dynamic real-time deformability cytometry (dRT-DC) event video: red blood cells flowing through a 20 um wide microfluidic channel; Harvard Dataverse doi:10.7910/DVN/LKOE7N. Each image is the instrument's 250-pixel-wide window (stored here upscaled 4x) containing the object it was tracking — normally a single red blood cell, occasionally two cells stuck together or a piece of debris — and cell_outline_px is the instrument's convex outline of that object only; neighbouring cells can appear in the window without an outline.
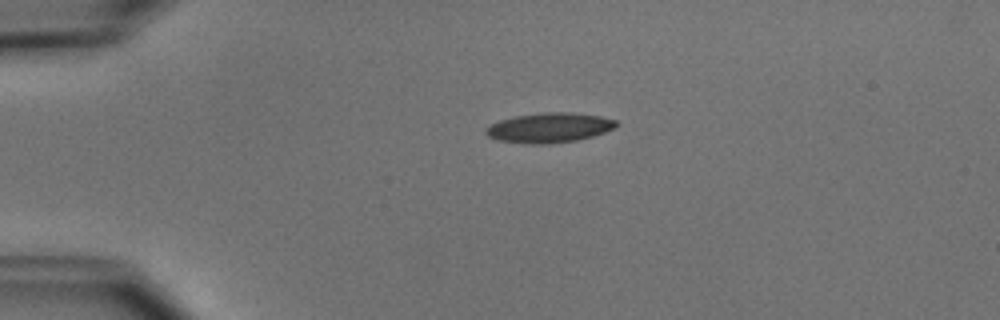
{"species": "common noctule bat (a hibernating species)", "species_latin": "Nyctalus noctula", "temperature_condition": "cold", "stored_images_in_passage": 2, "camera_frame_rate_fps": 3000, "um_per_image_px": 0.085, "animal": {"sex": "male", "body_mass_g": 15.6}, "frame": {"image": 1, "passage_image": 1, "time_ms": 0.0, "image_size_px": [1000, 320], "cell_outline_px": [[620, 124], [604, 132], [592, 136], [576, 140], [548, 144], [524, 144], [500, 140], [488, 136], [484, 132], [484, 128], [500, 120], [516, 116], [544, 112], [572, 112], [600, 116], [616, 120]], "centroid_in_image_um": [46.68, 10.85], "position_along_channel_um": 38.3, "area_um2": 22.6}}